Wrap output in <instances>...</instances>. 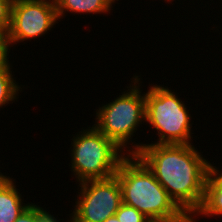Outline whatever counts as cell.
<instances>
[{
  "mask_svg": "<svg viewBox=\"0 0 222 222\" xmlns=\"http://www.w3.org/2000/svg\"><path fill=\"white\" fill-rule=\"evenodd\" d=\"M75 133L71 139V164L77 182L107 179L117 172L119 163L127 155L94 125Z\"/></svg>",
  "mask_w": 222,
  "mask_h": 222,
  "instance_id": "3957f363",
  "label": "cell"
},
{
  "mask_svg": "<svg viewBox=\"0 0 222 222\" xmlns=\"http://www.w3.org/2000/svg\"><path fill=\"white\" fill-rule=\"evenodd\" d=\"M14 222H38L36 204L31 202L30 205L21 212V214Z\"/></svg>",
  "mask_w": 222,
  "mask_h": 222,
  "instance_id": "9a60e30c",
  "label": "cell"
},
{
  "mask_svg": "<svg viewBox=\"0 0 222 222\" xmlns=\"http://www.w3.org/2000/svg\"><path fill=\"white\" fill-rule=\"evenodd\" d=\"M80 187L72 212V222H104L115 215L122 203V190L114 175L107 179L87 180Z\"/></svg>",
  "mask_w": 222,
  "mask_h": 222,
  "instance_id": "8992f818",
  "label": "cell"
},
{
  "mask_svg": "<svg viewBox=\"0 0 222 222\" xmlns=\"http://www.w3.org/2000/svg\"><path fill=\"white\" fill-rule=\"evenodd\" d=\"M104 222H120L116 215H112L109 218H107Z\"/></svg>",
  "mask_w": 222,
  "mask_h": 222,
  "instance_id": "e0dca14e",
  "label": "cell"
},
{
  "mask_svg": "<svg viewBox=\"0 0 222 222\" xmlns=\"http://www.w3.org/2000/svg\"><path fill=\"white\" fill-rule=\"evenodd\" d=\"M130 154H136L145 163L170 198L191 219L202 205L212 166L197 147L133 141Z\"/></svg>",
  "mask_w": 222,
  "mask_h": 222,
  "instance_id": "6da1fadb",
  "label": "cell"
},
{
  "mask_svg": "<svg viewBox=\"0 0 222 222\" xmlns=\"http://www.w3.org/2000/svg\"><path fill=\"white\" fill-rule=\"evenodd\" d=\"M58 21L54 0H13L7 31L10 48L45 36Z\"/></svg>",
  "mask_w": 222,
  "mask_h": 222,
  "instance_id": "52a82bcc",
  "label": "cell"
},
{
  "mask_svg": "<svg viewBox=\"0 0 222 222\" xmlns=\"http://www.w3.org/2000/svg\"><path fill=\"white\" fill-rule=\"evenodd\" d=\"M13 0H0V31L7 33L10 26Z\"/></svg>",
  "mask_w": 222,
  "mask_h": 222,
  "instance_id": "4fadbf2b",
  "label": "cell"
},
{
  "mask_svg": "<svg viewBox=\"0 0 222 222\" xmlns=\"http://www.w3.org/2000/svg\"><path fill=\"white\" fill-rule=\"evenodd\" d=\"M58 20L66 16V12L79 14H110L113 4L119 0H54ZM112 8V9H111Z\"/></svg>",
  "mask_w": 222,
  "mask_h": 222,
  "instance_id": "30bf717a",
  "label": "cell"
},
{
  "mask_svg": "<svg viewBox=\"0 0 222 222\" xmlns=\"http://www.w3.org/2000/svg\"><path fill=\"white\" fill-rule=\"evenodd\" d=\"M120 222H151L136 208L129 206L125 203H121L119 209L115 213Z\"/></svg>",
  "mask_w": 222,
  "mask_h": 222,
  "instance_id": "7c38bea8",
  "label": "cell"
},
{
  "mask_svg": "<svg viewBox=\"0 0 222 222\" xmlns=\"http://www.w3.org/2000/svg\"><path fill=\"white\" fill-rule=\"evenodd\" d=\"M138 77L140 75L136 74L132 77V83L126 86L128 90L123 91L122 95L98 107L93 124L128 155L129 145L133 141L131 139L138 127L145 122V92L142 93L140 89L142 82Z\"/></svg>",
  "mask_w": 222,
  "mask_h": 222,
  "instance_id": "277c9868",
  "label": "cell"
},
{
  "mask_svg": "<svg viewBox=\"0 0 222 222\" xmlns=\"http://www.w3.org/2000/svg\"><path fill=\"white\" fill-rule=\"evenodd\" d=\"M10 46L7 38V33L0 31V68L7 66L10 63L8 57Z\"/></svg>",
  "mask_w": 222,
  "mask_h": 222,
  "instance_id": "5bb4252c",
  "label": "cell"
},
{
  "mask_svg": "<svg viewBox=\"0 0 222 222\" xmlns=\"http://www.w3.org/2000/svg\"><path fill=\"white\" fill-rule=\"evenodd\" d=\"M36 212L38 215V222H59L57 220L58 218H55L54 215L50 214V212L47 210H44V208L40 207L36 204ZM72 222V213H70V221Z\"/></svg>",
  "mask_w": 222,
  "mask_h": 222,
  "instance_id": "2e32d148",
  "label": "cell"
},
{
  "mask_svg": "<svg viewBox=\"0 0 222 222\" xmlns=\"http://www.w3.org/2000/svg\"><path fill=\"white\" fill-rule=\"evenodd\" d=\"M150 85L145 93V122L157 130L154 144H193L192 116L185 101L167 86Z\"/></svg>",
  "mask_w": 222,
  "mask_h": 222,
  "instance_id": "5b68a950",
  "label": "cell"
},
{
  "mask_svg": "<svg viewBox=\"0 0 222 222\" xmlns=\"http://www.w3.org/2000/svg\"><path fill=\"white\" fill-rule=\"evenodd\" d=\"M7 175H4V173H2L1 171H0V182L6 177Z\"/></svg>",
  "mask_w": 222,
  "mask_h": 222,
  "instance_id": "ac0fdd59",
  "label": "cell"
},
{
  "mask_svg": "<svg viewBox=\"0 0 222 222\" xmlns=\"http://www.w3.org/2000/svg\"><path fill=\"white\" fill-rule=\"evenodd\" d=\"M115 176L121 186L122 202L151 222H191L136 154H127L121 160Z\"/></svg>",
  "mask_w": 222,
  "mask_h": 222,
  "instance_id": "7a4b0ae2",
  "label": "cell"
},
{
  "mask_svg": "<svg viewBox=\"0 0 222 222\" xmlns=\"http://www.w3.org/2000/svg\"><path fill=\"white\" fill-rule=\"evenodd\" d=\"M11 64L0 68V108L7 106L9 103L15 102L18 99V94L21 92V86L16 83L12 75ZM20 91V92H19Z\"/></svg>",
  "mask_w": 222,
  "mask_h": 222,
  "instance_id": "8fae6325",
  "label": "cell"
},
{
  "mask_svg": "<svg viewBox=\"0 0 222 222\" xmlns=\"http://www.w3.org/2000/svg\"><path fill=\"white\" fill-rule=\"evenodd\" d=\"M16 181L6 176L0 182V222H14L30 203H24Z\"/></svg>",
  "mask_w": 222,
  "mask_h": 222,
  "instance_id": "9c48e42d",
  "label": "cell"
},
{
  "mask_svg": "<svg viewBox=\"0 0 222 222\" xmlns=\"http://www.w3.org/2000/svg\"><path fill=\"white\" fill-rule=\"evenodd\" d=\"M211 166L209 176L206 181L204 190V199L199 210L191 218V222H196V217L205 216L220 218L222 216V168ZM198 215V216H197ZM195 217V218H194Z\"/></svg>",
  "mask_w": 222,
  "mask_h": 222,
  "instance_id": "ba28073f",
  "label": "cell"
},
{
  "mask_svg": "<svg viewBox=\"0 0 222 222\" xmlns=\"http://www.w3.org/2000/svg\"><path fill=\"white\" fill-rule=\"evenodd\" d=\"M165 1V3H166V1L168 2V4H169V2H172V1H174V0H164Z\"/></svg>",
  "mask_w": 222,
  "mask_h": 222,
  "instance_id": "d6986e66",
  "label": "cell"
}]
</instances>
